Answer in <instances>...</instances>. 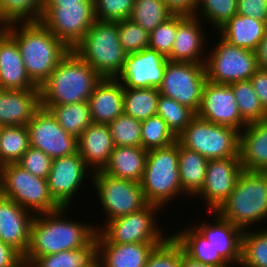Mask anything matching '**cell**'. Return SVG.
<instances>
[{"label": "cell", "mask_w": 267, "mask_h": 267, "mask_svg": "<svg viewBox=\"0 0 267 267\" xmlns=\"http://www.w3.org/2000/svg\"><path fill=\"white\" fill-rule=\"evenodd\" d=\"M66 209L69 208L61 207L53 212L35 214L29 246L23 256L27 264L36 257L81 248L97 235L98 225L94 227L88 223L69 220L63 216Z\"/></svg>", "instance_id": "obj_1"}, {"label": "cell", "mask_w": 267, "mask_h": 267, "mask_svg": "<svg viewBox=\"0 0 267 267\" xmlns=\"http://www.w3.org/2000/svg\"><path fill=\"white\" fill-rule=\"evenodd\" d=\"M4 29L16 40L26 73L37 87L70 51L41 22L12 23Z\"/></svg>", "instance_id": "obj_2"}, {"label": "cell", "mask_w": 267, "mask_h": 267, "mask_svg": "<svg viewBox=\"0 0 267 267\" xmlns=\"http://www.w3.org/2000/svg\"><path fill=\"white\" fill-rule=\"evenodd\" d=\"M102 78L74 50H70L40 86L41 105L86 102Z\"/></svg>", "instance_id": "obj_3"}, {"label": "cell", "mask_w": 267, "mask_h": 267, "mask_svg": "<svg viewBox=\"0 0 267 267\" xmlns=\"http://www.w3.org/2000/svg\"><path fill=\"white\" fill-rule=\"evenodd\" d=\"M217 212L242 230L267 219V172L243 170Z\"/></svg>", "instance_id": "obj_4"}, {"label": "cell", "mask_w": 267, "mask_h": 267, "mask_svg": "<svg viewBox=\"0 0 267 267\" xmlns=\"http://www.w3.org/2000/svg\"><path fill=\"white\" fill-rule=\"evenodd\" d=\"M145 200L149 204L165 207L167 202L185 193L179 173V142L148 151L140 182Z\"/></svg>", "instance_id": "obj_5"}, {"label": "cell", "mask_w": 267, "mask_h": 267, "mask_svg": "<svg viewBox=\"0 0 267 267\" xmlns=\"http://www.w3.org/2000/svg\"><path fill=\"white\" fill-rule=\"evenodd\" d=\"M73 50L103 78H116L127 57L117 22L96 20Z\"/></svg>", "instance_id": "obj_6"}, {"label": "cell", "mask_w": 267, "mask_h": 267, "mask_svg": "<svg viewBox=\"0 0 267 267\" xmlns=\"http://www.w3.org/2000/svg\"><path fill=\"white\" fill-rule=\"evenodd\" d=\"M0 194L34 214L61 208L50 194L47 179L34 176L17 163L0 167Z\"/></svg>", "instance_id": "obj_7"}, {"label": "cell", "mask_w": 267, "mask_h": 267, "mask_svg": "<svg viewBox=\"0 0 267 267\" xmlns=\"http://www.w3.org/2000/svg\"><path fill=\"white\" fill-rule=\"evenodd\" d=\"M177 141L208 160L239 157V131L211 123L197 115L178 135Z\"/></svg>", "instance_id": "obj_8"}, {"label": "cell", "mask_w": 267, "mask_h": 267, "mask_svg": "<svg viewBox=\"0 0 267 267\" xmlns=\"http://www.w3.org/2000/svg\"><path fill=\"white\" fill-rule=\"evenodd\" d=\"M155 204L131 214L112 219L100 228L97 227L98 243H163L169 236L162 234L156 224L157 211L162 210ZM160 228V229H159ZM167 236V237H166Z\"/></svg>", "instance_id": "obj_9"}, {"label": "cell", "mask_w": 267, "mask_h": 267, "mask_svg": "<svg viewBox=\"0 0 267 267\" xmlns=\"http://www.w3.org/2000/svg\"><path fill=\"white\" fill-rule=\"evenodd\" d=\"M216 45L204 63L207 81L229 85L249 80L259 68L256 52L233 46L221 37Z\"/></svg>", "instance_id": "obj_10"}, {"label": "cell", "mask_w": 267, "mask_h": 267, "mask_svg": "<svg viewBox=\"0 0 267 267\" xmlns=\"http://www.w3.org/2000/svg\"><path fill=\"white\" fill-rule=\"evenodd\" d=\"M92 174L91 182L107 215L105 222L139 211L148 204L140 183L114 178L101 170Z\"/></svg>", "instance_id": "obj_11"}, {"label": "cell", "mask_w": 267, "mask_h": 267, "mask_svg": "<svg viewBox=\"0 0 267 267\" xmlns=\"http://www.w3.org/2000/svg\"><path fill=\"white\" fill-rule=\"evenodd\" d=\"M95 21L94 2L43 7L40 19V22L70 50L83 40Z\"/></svg>", "instance_id": "obj_12"}, {"label": "cell", "mask_w": 267, "mask_h": 267, "mask_svg": "<svg viewBox=\"0 0 267 267\" xmlns=\"http://www.w3.org/2000/svg\"><path fill=\"white\" fill-rule=\"evenodd\" d=\"M206 81L205 64L167 61L158 91L197 113Z\"/></svg>", "instance_id": "obj_13"}, {"label": "cell", "mask_w": 267, "mask_h": 267, "mask_svg": "<svg viewBox=\"0 0 267 267\" xmlns=\"http://www.w3.org/2000/svg\"><path fill=\"white\" fill-rule=\"evenodd\" d=\"M27 128L30 146L42 150L52 159L78 151L77 138L67 133L47 109L41 107Z\"/></svg>", "instance_id": "obj_14"}, {"label": "cell", "mask_w": 267, "mask_h": 267, "mask_svg": "<svg viewBox=\"0 0 267 267\" xmlns=\"http://www.w3.org/2000/svg\"><path fill=\"white\" fill-rule=\"evenodd\" d=\"M89 169L91 170L78 151L52 159L47 184L51 196L61 207H68L69 203L72 202L71 200H74L75 193L77 194V191L82 188L80 185L86 182L84 180L88 176L86 174L93 175V172H90Z\"/></svg>", "instance_id": "obj_15"}, {"label": "cell", "mask_w": 267, "mask_h": 267, "mask_svg": "<svg viewBox=\"0 0 267 267\" xmlns=\"http://www.w3.org/2000/svg\"><path fill=\"white\" fill-rule=\"evenodd\" d=\"M196 115L211 123L235 128L239 132L248 125L241 117L231 86L227 84L206 81Z\"/></svg>", "instance_id": "obj_16"}, {"label": "cell", "mask_w": 267, "mask_h": 267, "mask_svg": "<svg viewBox=\"0 0 267 267\" xmlns=\"http://www.w3.org/2000/svg\"><path fill=\"white\" fill-rule=\"evenodd\" d=\"M167 61L166 56L150 48L127 54L124 66L116 79L123 87L159 88Z\"/></svg>", "instance_id": "obj_17"}, {"label": "cell", "mask_w": 267, "mask_h": 267, "mask_svg": "<svg viewBox=\"0 0 267 267\" xmlns=\"http://www.w3.org/2000/svg\"><path fill=\"white\" fill-rule=\"evenodd\" d=\"M242 171L240 157L209 160L204 185L196 196L205 200L210 211H217L228 199Z\"/></svg>", "instance_id": "obj_18"}, {"label": "cell", "mask_w": 267, "mask_h": 267, "mask_svg": "<svg viewBox=\"0 0 267 267\" xmlns=\"http://www.w3.org/2000/svg\"><path fill=\"white\" fill-rule=\"evenodd\" d=\"M32 214V215H31ZM35 214L0 194V240L25 255Z\"/></svg>", "instance_id": "obj_19"}, {"label": "cell", "mask_w": 267, "mask_h": 267, "mask_svg": "<svg viewBox=\"0 0 267 267\" xmlns=\"http://www.w3.org/2000/svg\"><path fill=\"white\" fill-rule=\"evenodd\" d=\"M211 213L216 215L214 223L202 221L200 226L194 227L230 266H240L243 230L224 219L217 211Z\"/></svg>", "instance_id": "obj_20"}, {"label": "cell", "mask_w": 267, "mask_h": 267, "mask_svg": "<svg viewBox=\"0 0 267 267\" xmlns=\"http://www.w3.org/2000/svg\"><path fill=\"white\" fill-rule=\"evenodd\" d=\"M199 18L198 15L196 17L178 15L177 33L172 50L167 56L168 61L205 63L207 56L202 51L205 50L203 46L206 45L204 40L206 36L205 34L203 35Z\"/></svg>", "instance_id": "obj_21"}, {"label": "cell", "mask_w": 267, "mask_h": 267, "mask_svg": "<svg viewBox=\"0 0 267 267\" xmlns=\"http://www.w3.org/2000/svg\"><path fill=\"white\" fill-rule=\"evenodd\" d=\"M0 89H40L28 77L16 40L0 31Z\"/></svg>", "instance_id": "obj_22"}, {"label": "cell", "mask_w": 267, "mask_h": 267, "mask_svg": "<svg viewBox=\"0 0 267 267\" xmlns=\"http://www.w3.org/2000/svg\"><path fill=\"white\" fill-rule=\"evenodd\" d=\"M40 108V89H0V127L27 126Z\"/></svg>", "instance_id": "obj_23"}, {"label": "cell", "mask_w": 267, "mask_h": 267, "mask_svg": "<svg viewBox=\"0 0 267 267\" xmlns=\"http://www.w3.org/2000/svg\"><path fill=\"white\" fill-rule=\"evenodd\" d=\"M94 123L109 124L124 112V87L116 78H102L88 99Z\"/></svg>", "instance_id": "obj_24"}, {"label": "cell", "mask_w": 267, "mask_h": 267, "mask_svg": "<svg viewBox=\"0 0 267 267\" xmlns=\"http://www.w3.org/2000/svg\"><path fill=\"white\" fill-rule=\"evenodd\" d=\"M78 153L92 172L102 170L114 150L108 124L92 123L77 139Z\"/></svg>", "instance_id": "obj_25"}, {"label": "cell", "mask_w": 267, "mask_h": 267, "mask_svg": "<svg viewBox=\"0 0 267 267\" xmlns=\"http://www.w3.org/2000/svg\"><path fill=\"white\" fill-rule=\"evenodd\" d=\"M242 131L239 157L243 170L267 172V119L248 124Z\"/></svg>", "instance_id": "obj_26"}, {"label": "cell", "mask_w": 267, "mask_h": 267, "mask_svg": "<svg viewBox=\"0 0 267 267\" xmlns=\"http://www.w3.org/2000/svg\"><path fill=\"white\" fill-rule=\"evenodd\" d=\"M160 244L98 243V261L103 267H145L149 255Z\"/></svg>", "instance_id": "obj_27"}, {"label": "cell", "mask_w": 267, "mask_h": 267, "mask_svg": "<svg viewBox=\"0 0 267 267\" xmlns=\"http://www.w3.org/2000/svg\"><path fill=\"white\" fill-rule=\"evenodd\" d=\"M267 31V22L240 14L234 15L218 32L233 46L256 52Z\"/></svg>", "instance_id": "obj_28"}, {"label": "cell", "mask_w": 267, "mask_h": 267, "mask_svg": "<svg viewBox=\"0 0 267 267\" xmlns=\"http://www.w3.org/2000/svg\"><path fill=\"white\" fill-rule=\"evenodd\" d=\"M148 151L142 147H114L108 163L101 170L107 175L140 183L144 174Z\"/></svg>", "instance_id": "obj_29"}, {"label": "cell", "mask_w": 267, "mask_h": 267, "mask_svg": "<svg viewBox=\"0 0 267 267\" xmlns=\"http://www.w3.org/2000/svg\"><path fill=\"white\" fill-rule=\"evenodd\" d=\"M183 230L175 231L172 236L182 246L186 255L204 264L216 267H231L194 226Z\"/></svg>", "instance_id": "obj_30"}, {"label": "cell", "mask_w": 267, "mask_h": 267, "mask_svg": "<svg viewBox=\"0 0 267 267\" xmlns=\"http://www.w3.org/2000/svg\"><path fill=\"white\" fill-rule=\"evenodd\" d=\"M208 159L189 150L179 143V173L182 190L190 197L201 191L205 178Z\"/></svg>", "instance_id": "obj_31"}, {"label": "cell", "mask_w": 267, "mask_h": 267, "mask_svg": "<svg viewBox=\"0 0 267 267\" xmlns=\"http://www.w3.org/2000/svg\"><path fill=\"white\" fill-rule=\"evenodd\" d=\"M98 261L97 235L85 246L59 253L36 257L31 267H91Z\"/></svg>", "instance_id": "obj_32"}, {"label": "cell", "mask_w": 267, "mask_h": 267, "mask_svg": "<svg viewBox=\"0 0 267 267\" xmlns=\"http://www.w3.org/2000/svg\"><path fill=\"white\" fill-rule=\"evenodd\" d=\"M70 135L78 137L93 123L88 101L67 105H41Z\"/></svg>", "instance_id": "obj_33"}, {"label": "cell", "mask_w": 267, "mask_h": 267, "mask_svg": "<svg viewBox=\"0 0 267 267\" xmlns=\"http://www.w3.org/2000/svg\"><path fill=\"white\" fill-rule=\"evenodd\" d=\"M158 88L124 87V113L144 121L157 114Z\"/></svg>", "instance_id": "obj_34"}, {"label": "cell", "mask_w": 267, "mask_h": 267, "mask_svg": "<svg viewBox=\"0 0 267 267\" xmlns=\"http://www.w3.org/2000/svg\"><path fill=\"white\" fill-rule=\"evenodd\" d=\"M30 147L27 126L0 127V167L17 163Z\"/></svg>", "instance_id": "obj_35"}, {"label": "cell", "mask_w": 267, "mask_h": 267, "mask_svg": "<svg viewBox=\"0 0 267 267\" xmlns=\"http://www.w3.org/2000/svg\"><path fill=\"white\" fill-rule=\"evenodd\" d=\"M44 0H0V23L40 22Z\"/></svg>", "instance_id": "obj_36"}, {"label": "cell", "mask_w": 267, "mask_h": 267, "mask_svg": "<svg viewBox=\"0 0 267 267\" xmlns=\"http://www.w3.org/2000/svg\"><path fill=\"white\" fill-rule=\"evenodd\" d=\"M234 92L238 110L247 124L267 119V110L261 104L250 80L229 84Z\"/></svg>", "instance_id": "obj_37"}, {"label": "cell", "mask_w": 267, "mask_h": 267, "mask_svg": "<svg viewBox=\"0 0 267 267\" xmlns=\"http://www.w3.org/2000/svg\"><path fill=\"white\" fill-rule=\"evenodd\" d=\"M243 230L241 267H267V229Z\"/></svg>", "instance_id": "obj_38"}, {"label": "cell", "mask_w": 267, "mask_h": 267, "mask_svg": "<svg viewBox=\"0 0 267 267\" xmlns=\"http://www.w3.org/2000/svg\"><path fill=\"white\" fill-rule=\"evenodd\" d=\"M171 16L163 0H135L129 19L150 33Z\"/></svg>", "instance_id": "obj_39"}, {"label": "cell", "mask_w": 267, "mask_h": 267, "mask_svg": "<svg viewBox=\"0 0 267 267\" xmlns=\"http://www.w3.org/2000/svg\"><path fill=\"white\" fill-rule=\"evenodd\" d=\"M157 115L166 122L170 130L178 137L196 116V113L174 99L160 94L157 103Z\"/></svg>", "instance_id": "obj_40"}, {"label": "cell", "mask_w": 267, "mask_h": 267, "mask_svg": "<svg viewBox=\"0 0 267 267\" xmlns=\"http://www.w3.org/2000/svg\"><path fill=\"white\" fill-rule=\"evenodd\" d=\"M177 141V136L157 114L142 121L141 147L149 151L166 147Z\"/></svg>", "instance_id": "obj_41"}, {"label": "cell", "mask_w": 267, "mask_h": 267, "mask_svg": "<svg viewBox=\"0 0 267 267\" xmlns=\"http://www.w3.org/2000/svg\"><path fill=\"white\" fill-rule=\"evenodd\" d=\"M113 144L118 146L141 147L142 121L124 112L108 124Z\"/></svg>", "instance_id": "obj_42"}, {"label": "cell", "mask_w": 267, "mask_h": 267, "mask_svg": "<svg viewBox=\"0 0 267 267\" xmlns=\"http://www.w3.org/2000/svg\"><path fill=\"white\" fill-rule=\"evenodd\" d=\"M199 13L218 30L237 14V0H198L196 16Z\"/></svg>", "instance_id": "obj_43"}, {"label": "cell", "mask_w": 267, "mask_h": 267, "mask_svg": "<svg viewBox=\"0 0 267 267\" xmlns=\"http://www.w3.org/2000/svg\"><path fill=\"white\" fill-rule=\"evenodd\" d=\"M119 42L127 54L149 48V32L130 19L117 21Z\"/></svg>", "instance_id": "obj_44"}, {"label": "cell", "mask_w": 267, "mask_h": 267, "mask_svg": "<svg viewBox=\"0 0 267 267\" xmlns=\"http://www.w3.org/2000/svg\"><path fill=\"white\" fill-rule=\"evenodd\" d=\"M135 0H94L97 21L117 22L129 19Z\"/></svg>", "instance_id": "obj_45"}, {"label": "cell", "mask_w": 267, "mask_h": 267, "mask_svg": "<svg viewBox=\"0 0 267 267\" xmlns=\"http://www.w3.org/2000/svg\"><path fill=\"white\" fill-rule=\"evenodd\" d=\"M145 267H181V245L170 235L151 252Z\"/></svg>", "instance_id": "obj_46"}, {"label": "cell", "mask_w": 267, "mask_h": 267, "mask_svg": "<svg viewBox=\"0 0 267 267\" xmlns=\"http://www.w3.org/2000/svg\"><path fill=\"white\" fill-rule=\"evenodd\" d=\"M178 15H172L149 33V48L168 56L177 33Z\"/></svg>", "instance_id": "obj_47"}, {"label": "cell", "mask_w": 267, "mask_h": 267, "mask_svg": "<svg viewBox=\"0 0 267 267\" xmlns=\"http://www.w3.org/2000/svg\"><path fill=\"white\" fill-rule=\"evenodd\" d=\"M52 158L42 150L29 147L17 162L19 166L36 177L47 179L51 170Z\"/></svg>", "instance_id": "obj_48"}, {"label": "cell", "mask_w": 267, "mask_h": 267, "mask_svg": "<svg viewBox=\"0 0 267 267\" xmlns=\"http://www.w3.org/2000/svg\"><path fill=\"white\" fill-rule=\"evenodd\" d=\"M237 14L267 22V0H237Z\"/></svg>", "instance_id": "obj_49"}, {"label": "cell", "mask_w": 267, "mask_h": 267, "mask_svg": "<svg viewBox=\"0 0 267 267\" xmlns=\"http://www.w3.org/2000/svg\"><path fill=\"white\" fill-rule=\"evenodd\" d=\"M172 15L196 17L198 0H163Z\"/></svg>", "instance_id": "obj_50"}, {"label": "cell", "mask_w": 267, "mask_h": 267, "mask_svg": "<svg viewBox=\"0 0 267 267\" xmlns=\"http://www.w3.org/2000/svg\"><path fill=\"white\" fill-rule=\"evenodd\" d=\"M249 80L261 104L267 110V69L259 67Z\"/></svg>", "instance_id": "obj_51"}, {"label": "cell", "mask_w": 267, "mask_h": 267, "mask_svg": "<svg viewBox=\"0 0 267 267\" xmlns=\"http://www.w3.org/2000/svg\"><path fill=\"white\" fill-rule=\"evenodd\" d=\"M23 256L12 246L0 240V267H17Z\"/></svg>", "instance_id": "obj_52"}, {"label": "cell", "mask_w": 267, "mask_h": 267, "mask_svg": "<svg viewBox=\"0 0 267 267\" xmlns=\"http://www.w3.org/2000/svg\"><path fill=\"white\" fill-rule=\"evenodd\" d=\"M258 66L267 69V31L256 50Z\"/></svg>", "instance_id": "obj_53"}, {"label": "cell", "mask_w": 267, "mask_h": 267, "mask_svg": "<svg viewBox=\"0 0 267 267\" xmlns=\"http://www.w3.org/2000/svg\"><path fill=\"white\" fill-rule=\"evenodd\" d=\"M181 267H216L202 262H198L190 258L184 253V250L181 246Z\"/></svg>", "instance_id": "obj_54"}, {"label": "cell", "mask_w": 267, "mask_h": 267, "mask_svg": "<svg viewBox=\"0 0 267 267\" xmlns=\"http://www.w3.org/2000/svg\"><path fill=\"white\" fill-rule=\"evenodd\" d=\"M80 2H94V0H44L43 7H53L56 4H77Z\"/></svg>", "instance_id": "obj_55"}, {"label": "cell", "mask_w": 267, "mask_h": 267, "mask_svg": "<svg viewBox=\"0 0 267 267\" xmlns=\"http://www.w3.org/2000/svg\"><path fill=\"white\" fill-rule=\"evenodd\" d=\"M91 267H103L102 264L97 261L95 264H93Z\"/></svg>", "instance_id": "obj_56"}, {"label": "cell", "mask_w": 267, "mask_h": 267, "mask_svg": "<svg viewBox=\"0 0 267 267\" xmlns=\"http://www.w3.org/2000/svg\"><path fill=\"white\" fill-rule=\"evenodd\" d=\"M26 264V262L23 260L17 267H23Z\"/></svg>", "instance_id": "obj_57"}, {"label": "cell", "mask_w": 267, "mask_h": 267, "mask_svg": "<svg viewBox=\"0 0 267 267\" xmlns=\"http://www.w3.org/2000/svg\"><path fill=\"white\" fill-rule=\"evenodd\" d=\"M4 28V26L0 23V31Z\"/></svg>", "instance_id": "obj_58"}, {"label": "cell", "mask_w": 267, "mask_h": 267, "mask_svg": "<svg viewBox=\"0 0 267 267\" xmlns=\"http://www.w3.org/2000/svg\"><path fill=\"white\" fill-rule=\"evenodd\" d=\"M23 267H31V266H30L29 264L26 263Z\"/></svg>", "instance_id": "obj_59"}]
</instances>
